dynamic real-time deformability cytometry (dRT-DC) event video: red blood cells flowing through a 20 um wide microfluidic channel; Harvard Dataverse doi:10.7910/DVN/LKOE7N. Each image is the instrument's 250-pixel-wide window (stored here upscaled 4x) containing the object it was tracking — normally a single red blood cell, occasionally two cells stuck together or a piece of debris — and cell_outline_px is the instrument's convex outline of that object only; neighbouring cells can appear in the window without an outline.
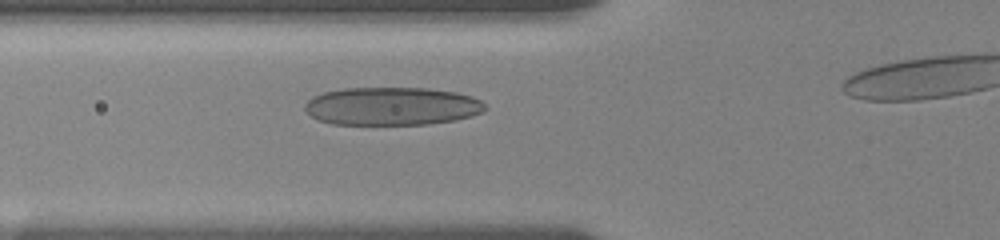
{"species": "human", "species_latin": "Homo sapiens", "temperature_condition": "room temperature", "stored_images_in_passage": 36, "camera_frame_rate_fps": 3000, "um_per_image_px": 0.085, "donor": {"sex": "female"}, "frame": {"image": 1, "passage_image": 8, "time_ms": 2.333, "image_size_px": [1000, 240], "cell_outline_px": [[488, 108], [484, 112], [472, 116], [456, 120], [428, 124], [332, 124], [316, 120], [304, 108], [304, 104], [312, 96], [324, 92], [344, 88], [428, 88], [456, 92], [472, 96], [480, 100]], "centroid_in_image_um": [33.33, 9.02], "position_along_channel_um": 92.5, "area_um2": 40.29}}
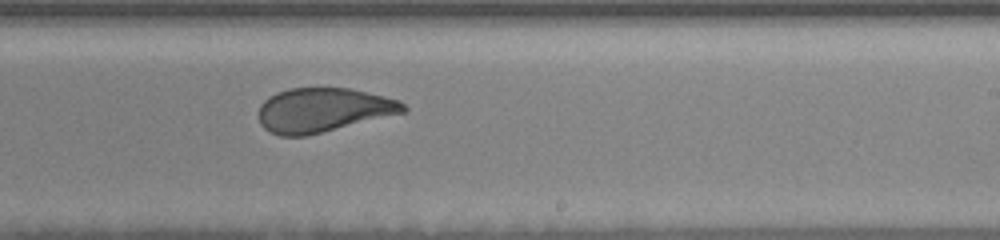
{"frame": {"image": 2, "passage_image": 22, "time_ms": 7.0, "image_size_px": [1000, 240], "cell_outline_px": [[408, 108], [404, 112], [304, 136], [280, 136], [264, 128], [260, 124], [260, 104], [268, 96], [276, 92], [292, 88], [348, 88], [400, 100]], "centroid_in_image_um": [27.43, 9.34], "position_along_channel_um": 261.6, "area_um2": 36.7}}
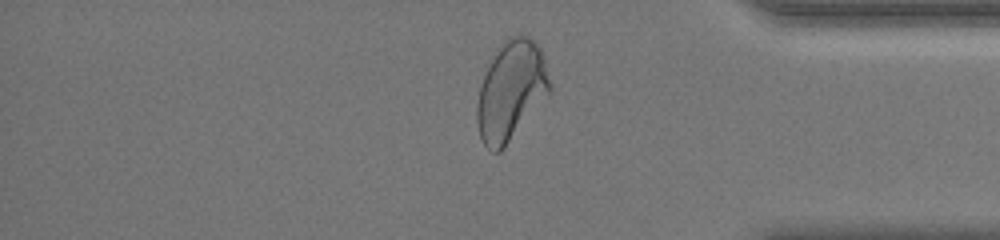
{"frame": {"image": 3, "passage_image": 34, "time_ms": 11.0, "image_size_px": [1000, 240], "cell_outline_px": [[552, 92], [500, 152], [492, 152], [484, 144], [480, 136], [476, 120], [476, 104], [480, 84], [500, 44], [508, 36], [528, 36], [540, 48], [552, 84]], "centroid_in_image_um": [43.45, 7.74], "position_along_channel_um": 391.7, "area_um2": 42.08}}